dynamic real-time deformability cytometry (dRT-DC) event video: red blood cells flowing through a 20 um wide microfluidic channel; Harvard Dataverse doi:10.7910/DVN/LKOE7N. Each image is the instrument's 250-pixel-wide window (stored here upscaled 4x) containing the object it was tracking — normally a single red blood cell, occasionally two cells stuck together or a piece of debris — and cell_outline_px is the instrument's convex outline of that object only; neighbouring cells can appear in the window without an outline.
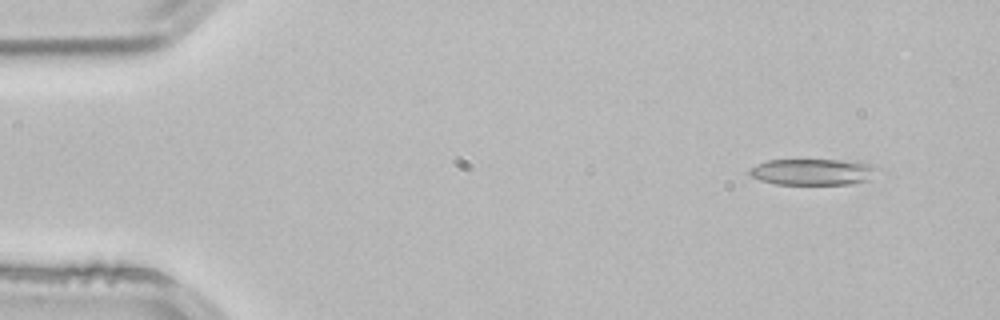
{"species": "common noctule bat (a hibernating species)", "species_latin": "Nyctalus noctula", "temperature_condition": "room temperature", "stored_images_in_passage": 3, "camera_frame_rate_fps": 3000, "um_per_image_px": 0.085, "animal": {"sex": "male", "body_mass_g": 21.5, "forearm_length_mm": 52.0}, "frame": {"image": 1, "passage_image": 1, "time_ms": 0.0, "image_size_px": [1000, 320], "cell_outline_px": [[880, 168], [868, 180], [852, 184], [776, 184], [760, 180], [752, 176], [748, 172], [748, 168], [756, 164], [768, 160], [860, 160], [872, 164]], "centroid_in_image_um": [69.13, 14.6], "position_along_channel_um": 15.9, "area_um2": 19.88}}
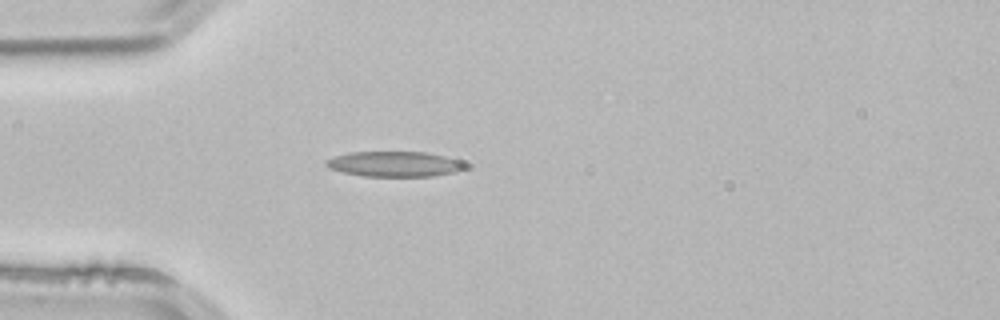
{"frame": {"image": 2, "passage_image": 3, "time_ms": 0.667, "image_size_px": [1000, 320], "cell_outline_px": [[468, 168], [456, 172], [432, 176], [364, 176], [344, 172], [328, 168], [324, 164], [324, 160], [348, 152], [424, 152], [444, 156], [460, 160], [468, 164]], "centroid_in_image_um": [33.56, 13.94], "position_along_channel_um": 51.4, "area_um2": 20.58}}